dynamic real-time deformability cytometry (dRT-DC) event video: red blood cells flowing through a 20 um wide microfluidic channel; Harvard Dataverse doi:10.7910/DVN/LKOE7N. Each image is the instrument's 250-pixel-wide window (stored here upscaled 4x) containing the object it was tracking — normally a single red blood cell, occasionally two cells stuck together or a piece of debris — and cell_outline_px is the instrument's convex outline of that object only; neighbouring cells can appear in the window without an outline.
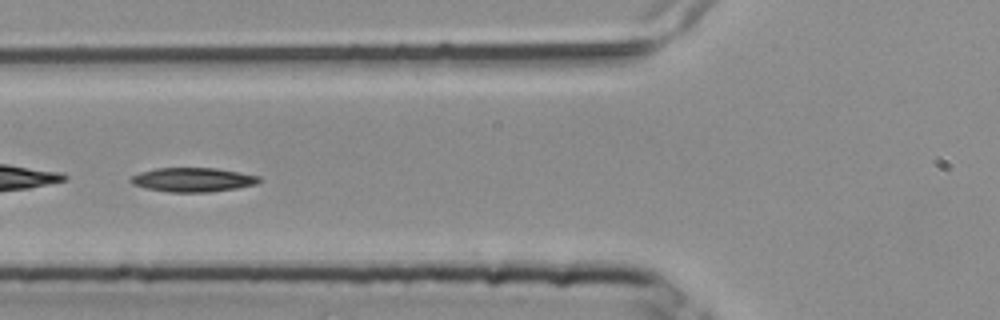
{"species": "common noctule bat (a hibernating species)", "species_latin": "Nyctalus noctula", "temperature_condition": "room temperature", "stored_images_in_passage": 4, "camera_frame_rate_fps": 3000, "um_per_image_px": 0.085, "animal": {"sex": "female", "body_mass_g": 25.1}, "frame": {"image": 1, "passage_image": 4, "time_ms": 1.0, "image_size_px": [1000, 320], "cell_outline_px": [[264, 180], [256, 184], [236, 188], [208, 192], [168, 192], [148, 188], [132, 184], [128, 180], [132, 176], [140, 172], [156, 168], [216, 168], [240, 172], [260, 176]], "centroid_in_image_um": [16.42, 15.27], "position_along_channel_um": 109.4, "area_um2": 18.09}}